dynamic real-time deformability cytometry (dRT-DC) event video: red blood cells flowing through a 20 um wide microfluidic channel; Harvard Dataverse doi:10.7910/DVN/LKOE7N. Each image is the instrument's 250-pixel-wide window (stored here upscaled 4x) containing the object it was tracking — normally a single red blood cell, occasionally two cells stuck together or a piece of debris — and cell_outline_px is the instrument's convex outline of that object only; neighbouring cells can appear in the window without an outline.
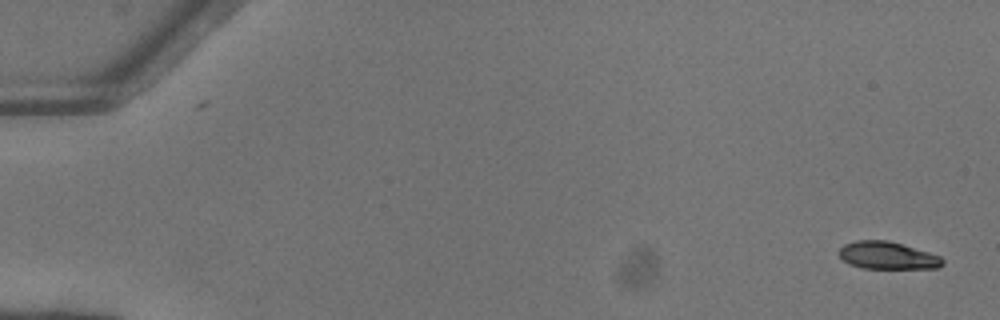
{"species": "common noctule bat (a hibernating species)", "species_latin": "Nyctalus noctula", "temperature_condition": "warm", "stored_images_in_passage": 50, "camera_frame_rate_fps": 3000, "um_per_image_px": 0.085, "animal": {"sex": "female"}, "frame": {"image": 1, "passage_image": 1, "time_ms": 0.0, "image_size_px": [1000, 320], "cell_outline_px": [[944, 264], [936, 268], [860, 268], [848, 264], [840, 256], [840, 248], [844, 244], [856, 240], [888, 240], [928, 252], [940, 256], [944, 260]], "centroid_in_image_um": [75.42, 21.72], "position_along_channel_um": 9.6, "area_um2": 16.47}}
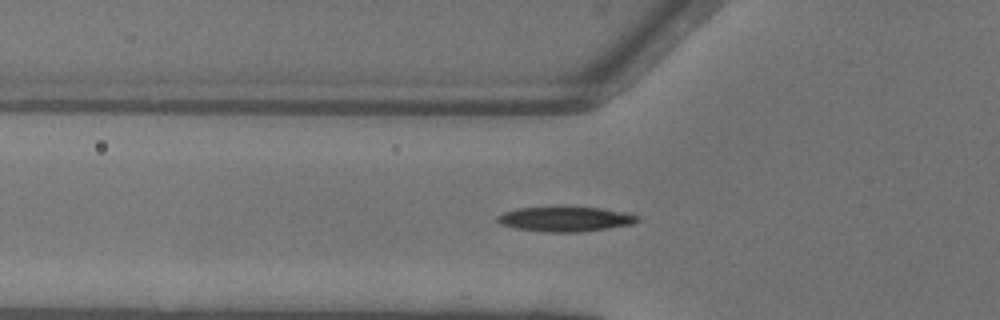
{"frame": {"image": 2, "passage_image": 18, "time_ms": 5.667, "image_size_px": [1000, 320], "cell_outline_px": [[640, 220], [632, 224], [580, 232], [544, 232], [516, 228], [500, 224], [496, 220], [496, 216], [504, 212], [516, 208], [600, 208], [632, 212]], "centroid_in_image_um": [48.06, 18.63], "position_along_channel_um": 77.7, "area_um2": 20.06}}
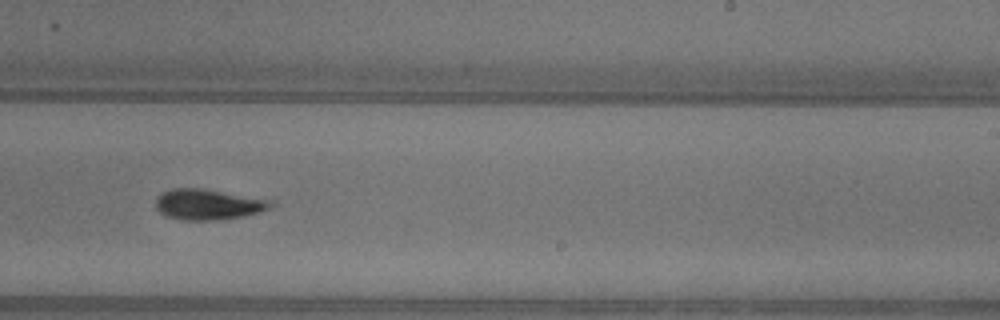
{"frame": {"image": 3, "passage_image": 32, "time_ms": 10.333, "image_size_px": [1000, 320], "cell_outline_px": [[276, 204], [260, 212], [244, 216], [216, 220], [184, 220], [168, 216], [160, 212], [156, 208], [156, 196], [160, 192], [172, 188], [200, 188], [276, 200]], "centroid_in_image_um": [17.72, 17.36], "position_along_channel_um": 271.3, "area_um2": 20.75}, "authors_computed_cell_mechanics": {"area_um2": 19.1896, "velocity_mm_per_s": 4.133, "shape_relaxation_time_tau1_ms": 3.0491, "shape_relaxation_time_tau2_ms": null, "deformation_change_tau1": 0.139, "deformation_change_tau2": null}}